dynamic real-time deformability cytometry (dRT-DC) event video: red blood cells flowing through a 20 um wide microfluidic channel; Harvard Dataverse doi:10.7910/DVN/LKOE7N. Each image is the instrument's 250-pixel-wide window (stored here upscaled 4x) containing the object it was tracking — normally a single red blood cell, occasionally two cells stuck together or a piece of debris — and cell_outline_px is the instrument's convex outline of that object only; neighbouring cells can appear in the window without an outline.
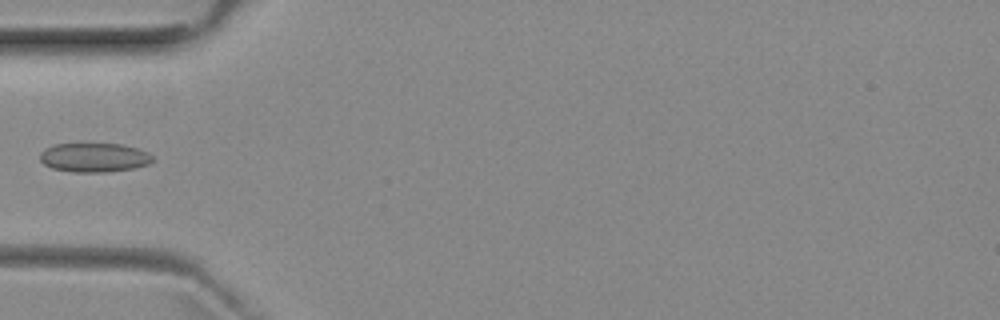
{"species": "common noctule bat (a hibernating species)", "species_latin": "Nyctalus noctula", "temperature_condition": "room temperature", "stored_images_in_passage": 5, "camera_frame_rate_fps": 3000, "um_per_image_px": 0.085, "animal": {"sex": "female", "body_mass_g": 29.2, "forearm_length_mm": 56.3}, "frame": {"image": 1, "passage_image": 5, "time_ms": 4.667, "image_size_px": [1000, 320], "cell_outline_px": [[156, 160], [148, 164], [132, 168], [104, 172], [72, 172], [52, 168], [44, 164], [40, 160], [40, 152], [44, 148], [52, 144], [124, 144], [148, 152]], "centroid_in_image_um": [7.99, 13.38], "position_along_channel_um": 77.0, "area_um2": 19.19}}